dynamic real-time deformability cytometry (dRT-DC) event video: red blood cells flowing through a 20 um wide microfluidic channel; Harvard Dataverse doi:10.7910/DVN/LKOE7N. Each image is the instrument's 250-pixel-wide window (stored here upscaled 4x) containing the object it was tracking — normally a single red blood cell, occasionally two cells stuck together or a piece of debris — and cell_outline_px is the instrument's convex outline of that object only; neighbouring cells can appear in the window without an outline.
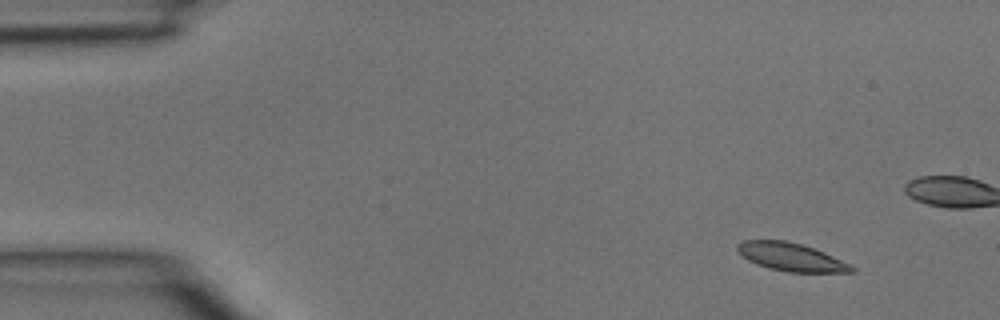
{"species": "common noctule bat (a hibernating species)", "species_latin": "Nyctalus noctula", "temperature_condition": "room temperature", "stored_images_in_passage": 4, "camera_frame_rate_fps": 3000, "um_per_image_px": 0.085, "animal": {"sex": "male", "body_mass_g": 15.6}, "frame": {"image": 1, "passage_image": 2, "time_ms": 0.333, "image_size_px": [1000, 320], "cell_outline_px": [[856, 272], [788, 272], [768, 268], [756, 264], [748, 260], [736, 248], [736, 244], [744, 240], [784, 240], [800, 244], [824, 252], [856, 268]], "centroid_in_image_um": [67.22, 21.85], "position_along_channel_um": 17.8, "area_um2": 18.44}}